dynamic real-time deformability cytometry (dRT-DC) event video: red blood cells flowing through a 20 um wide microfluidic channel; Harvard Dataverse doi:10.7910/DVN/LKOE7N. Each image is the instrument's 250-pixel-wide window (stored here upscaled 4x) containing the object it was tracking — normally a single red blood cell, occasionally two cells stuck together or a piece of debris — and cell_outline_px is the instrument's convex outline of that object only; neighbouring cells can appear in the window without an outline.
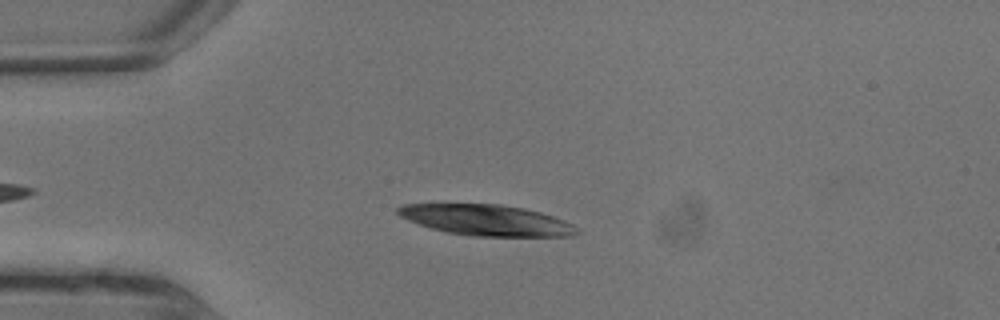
{"species": "common noctule bat (a hibernating species)", "species_latin": "Nyctalus noctula", "temperature_condition": "warm", "stored_images_in_passage": 6, "camera_frame_rate_fps": 3000, "um_per_image_px": 0.085, "animal": {"sex": "male", "body_mass_g": 13.3}, "frame": {"image": 1, "passage_image": 4, "time_ms": 1.0, "image_size_px": [1000, 320], "cell_outline_px": [[580, 232], [572, 236], [472, 236], [448, 232], [432, 228], [408, 220], [400, 216], [396, 212], [396, 208], [404, 204], [500, 204], [524, 208], [540, 212], [564, 220], [580, 228]], "centroid_in_image_um": [41.38, 18.71], "position_along_channel_um": 43.6, "area_um2": 32.08}}